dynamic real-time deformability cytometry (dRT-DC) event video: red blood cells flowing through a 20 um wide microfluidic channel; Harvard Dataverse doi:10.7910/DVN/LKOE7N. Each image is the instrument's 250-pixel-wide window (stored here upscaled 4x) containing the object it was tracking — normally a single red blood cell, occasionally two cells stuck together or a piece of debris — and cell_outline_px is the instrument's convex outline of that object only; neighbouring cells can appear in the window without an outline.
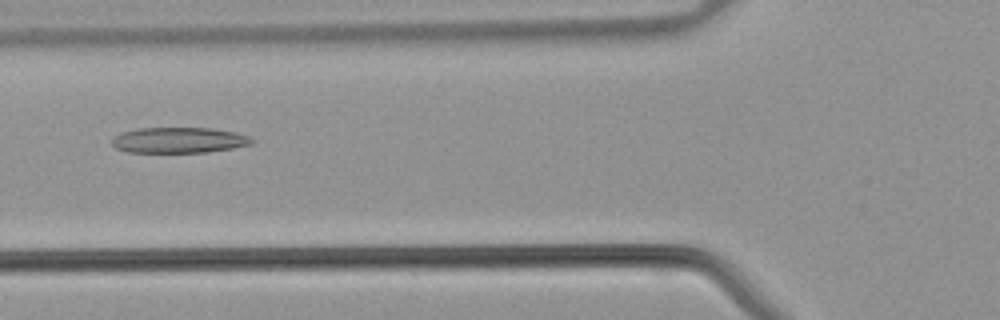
{"species": "common noctule bat (a hibernating species)", "species_latin": "Nyctalus noctula", "temperature_condition": "warm", "stored_images_in_passage": 15, "camera_frame_rate_fps": 3000, "um_per_image_px": 0.085, "animal": {"sex": "male", "body_mass_g": 21.5, "forearm_length_mm": 52.0}, "frame": {"image": 1, "passage_image": 15, "time_ms": 4.667, "image_size_px": [1000, 320], "cell_outline_px": [[256, 140], [252, 144], [232, 148], [208, 152], [128, 152], [116, 148], [112, 144], [112, 140], [120, 132], [140, 128], [212, 128], [236, 132], [248, 136]], "centroid_in_image_um": [15.24, 11.91], "position_along_channel_um": 110.6, "area_um2": 20.92}}